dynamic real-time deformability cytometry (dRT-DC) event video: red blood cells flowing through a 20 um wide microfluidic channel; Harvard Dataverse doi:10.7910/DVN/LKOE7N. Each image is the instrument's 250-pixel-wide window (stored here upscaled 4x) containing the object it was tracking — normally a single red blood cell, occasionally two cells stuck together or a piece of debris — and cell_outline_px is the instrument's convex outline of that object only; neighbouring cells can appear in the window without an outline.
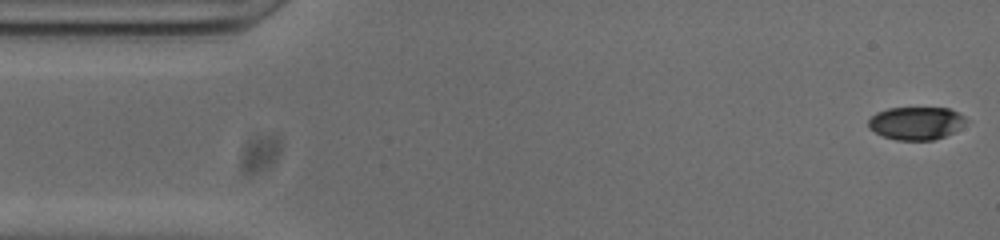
{"species": "common noctule bat (a hibernating species)", "species_latin": "Nyctalus noctula", "temperature_condition": "cold", "stored_images_in_passage": 50, "camera_frame_rate_fps": 3000, "um_per_image_px": 0.085, "animal": {"sex": "male", "body_mass_g": 20.0, "forearm_length_mm": 53.3}, "frame": {"image": 1, "passage_image": 1, "time_ms": 0.0, "image_size_px": [1000, 240], "cell_outline_px": [[968, 120], [952, 132], [944, 136], [932, 140], [896, 140], [884, 136], [868, 128], [868, 120], [876, 112], [888, 108], [948, 108], [964, 116]], "centroid_in_image_um": [77.83, 10.46], "position_along_channel_um": 7.2, "area_um2": 18.5}}
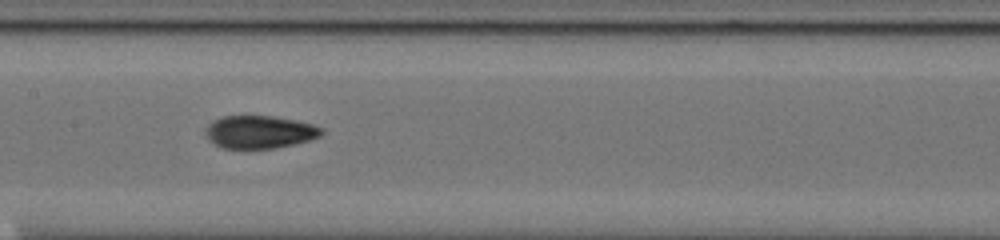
{"frame": {"image": 2, "passage_image": 24, "time_ms": 7.667, "image_size_px": [1000, 240], "cell_outline_px": [[324, 132], [320, 136], [308, 140], [276, 148], [220, 148], [208, 140], [204, 132], [204, 128], [212, 120], [224, 116], [272, 116], [296, 120], [312, 124], [324, 128]], "centroid_in_image_um": [22.02, 11.21], "position_along_channel_um": 185.4, "area_um2": 22.31}}
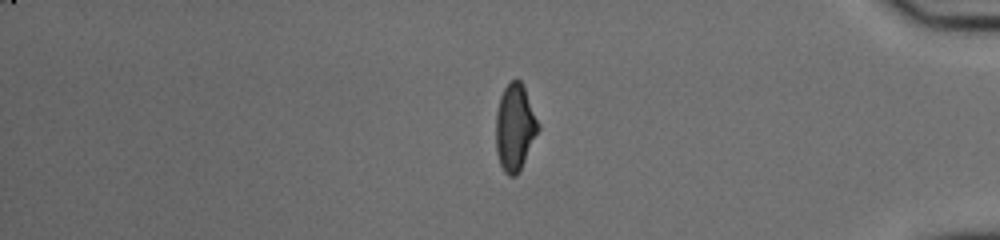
{"frame": {"image": 3, "passage_image": 43, "time_ms": 14.0, "image_size_px": [1000, 240], "cell_outline_px": [[540, 128], [516, 176], [508, 176], [504, 172], [500, 164], [496, 152], [496, 112], [500, 96], [504, 88], [512, 80], [520, 80], [524, 88], [540, 124]], "centroid_in_image_um": [43.75, 10.83], "position_along_channel_um": 391.4, "area_um2": 21.15}, "authors_computed_cell_mechanics": {"area_um2": 21.3282, "velocity_mm_per_s": 3.8318, "shape_relaxation_time_tau1_ms": 9.1573, "shape_relaxation_time_tau2_ms": 2.2335, "deformation_change_tau1": 0.2449, "deformation_change_tau2": 0.0776}}